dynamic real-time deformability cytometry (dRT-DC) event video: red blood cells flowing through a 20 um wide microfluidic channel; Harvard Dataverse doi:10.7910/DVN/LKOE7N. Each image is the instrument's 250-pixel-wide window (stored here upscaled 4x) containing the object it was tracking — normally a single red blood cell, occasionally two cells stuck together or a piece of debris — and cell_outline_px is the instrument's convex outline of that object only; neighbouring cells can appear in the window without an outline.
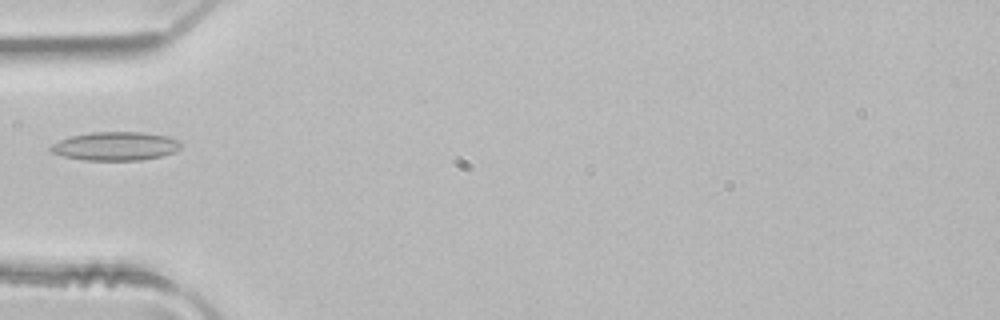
{"species": "common noctule bat (a hibernating species)", "species_latin": "Nyctalus noctula", "temperature_condition": "room temperature", "stored_images_in_passage": 4, "camera_frame_rate_fps": 3000, "um_per_image_px": 0.085, "animal": {"sex": "male", "body_mass_g": 21.5, "forearm_length_mm": 52.0}, "frame": {"image": 1, "passage_image": 4, "time_ms": 1.0, "image_size_px": [1000, 320], "cell_outline_px": [[180, 148], [172, 152], [160, 156], [140, 160], [84, 160], [64, 156], [52, 152], [48, 148], [52, 144], [60, 140], [72, 136], [92, 132], [144, 132], [164, 136], [180, 140]], "centroid_in_image_um": [9.8, 12.42], "position_along_channel_um": 75.2, "area_um2": 21.44}}